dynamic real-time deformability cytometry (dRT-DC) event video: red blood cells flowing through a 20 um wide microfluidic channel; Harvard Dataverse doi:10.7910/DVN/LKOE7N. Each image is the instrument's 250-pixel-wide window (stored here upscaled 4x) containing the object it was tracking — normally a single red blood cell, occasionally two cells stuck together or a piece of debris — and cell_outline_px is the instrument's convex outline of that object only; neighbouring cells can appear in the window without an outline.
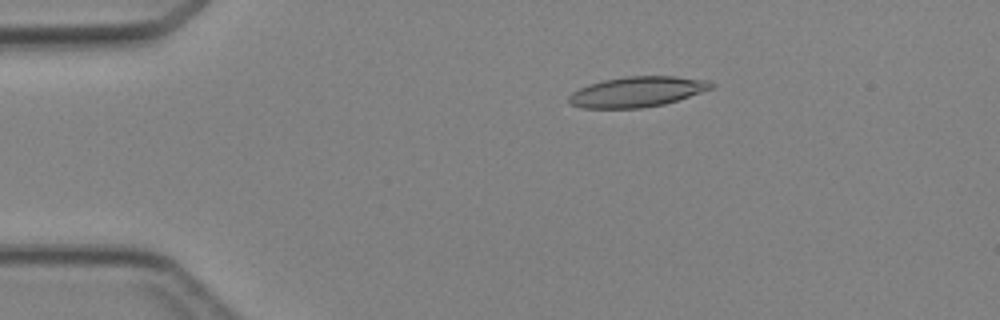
{"species": "Egyptian fruit bat (a non-hibernating species)", "species_latin": "Rousettus aegyptiacus", "temperature_condition": "cold", "stored_images_in_passage": 4, "camera_frame_rate_fps": 3000, "um_per_image_px": 0.085, "animal": {"sex": "female"}, "frame": {"image": 1, "passage_image": 3, "time_ms": 2.333, "image_size_px": [1000, 320], "cell_outline_px": [[716, 84], [712, 88], [664, 104], [640, 108], [580, 108], [572, 104], [568, 100], [568, 96], [572, 92], [588, 84], [604, 80], [624, 76], [676, 76], [708, 80]], "centroid_in_image_um": [54.14, 7.79], "position_along_channel_um": 30.9, "area_um2": 25.09}}